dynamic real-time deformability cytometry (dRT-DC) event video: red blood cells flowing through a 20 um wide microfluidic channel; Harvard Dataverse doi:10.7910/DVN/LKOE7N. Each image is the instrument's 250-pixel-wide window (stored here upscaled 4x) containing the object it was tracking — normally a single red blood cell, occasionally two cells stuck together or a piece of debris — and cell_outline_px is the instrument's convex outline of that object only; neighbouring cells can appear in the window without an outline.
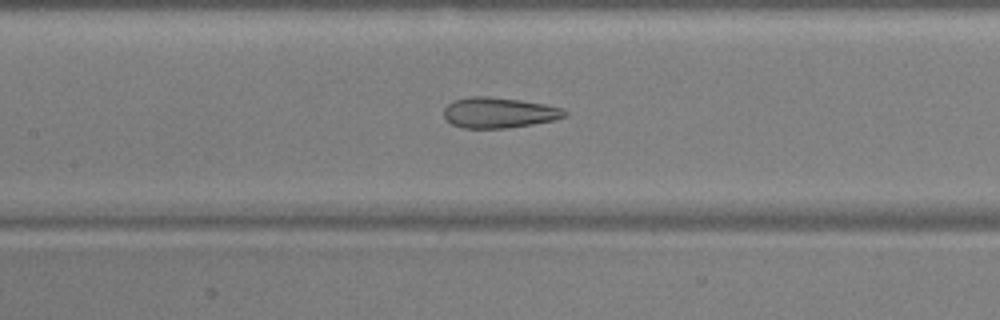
{"species": "common noctule bat (a hibernating species)", "species_latin": "Nyctalus noctula", "temperature_condition": "warm", "stored_images_in_passage": 54, "camera_frame_rate_fps": 3000, "um_per_image_px": 0.085, "animal": {"sex": "male", "body_mass_g": 17.9, "forearm_length_mm": 54.2}, "frame": {"image": 1, "passage_image": 26, "time_ms": 8.333, "image_size_px": [1000, 320], "cell_outline_px": [[568, 116], [552, 120], [532, 124], [508, 128], [464, 128], [452, 124], [444, 116], [444, 108], [452, 100], [472, 96], [488, 96], [520, 100], [544, 104], [564, 108], [568, 112]], "centroid_in_image_um": [42.42, 9.57], "position_along_channel_um": 165.0, "area_um2": 21.56}}
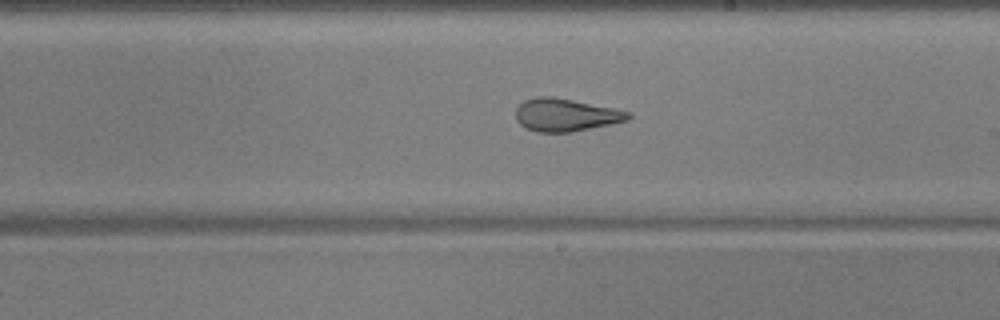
{"frame": {"image": 2, "passage_image": 32, "time_ms": 10.333, "image_size_px": [1000, 320], "cell_outline_px": [[632, 116], [628, 120], [572, 132], [536, 132], [524, 128], [516, 120], [516, 108], [524, 100], [536, 96], [552, 96], [616, 108], [632, 112]], "centroid_in_image_um": [48.08, 9.76], "position_along_channel_um": 240.9, "area_um2": 21.68}}
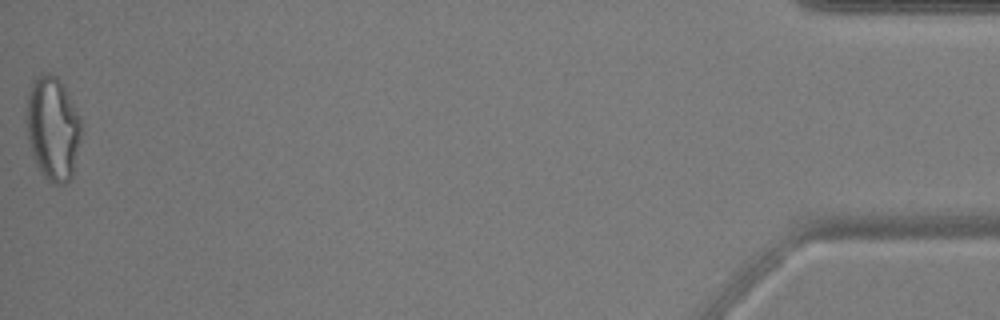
{"frame": {"image": 3, "passage_image": 54, "time_ms": 17.667, "image_size_px": [1000, 320], "cell_outline_px": [[80, 140], [72, 176], [64, 184], [52, 184], [40, 172], [32, 156], [28, 140], [28, 92], [32, 80], [40, 72], [48, 72], [56, 76], [60, 80], [80, 116]], "centroid_in_image_um": [4.48, 10.9], "position_along_channel_um": 430.7, "area_um2": 32.95}, "authors_computed_cell_mechanics": {"area_um2": 26.0967, "velocity_mm_per_s": 3.8075, "shape_relaxation_time_tau1_ms": null, "shape_relaxation_time_tau2_ms": 1.3882, "deformation_change_tau1": null, "deformation_change_tau2": 0.109}}